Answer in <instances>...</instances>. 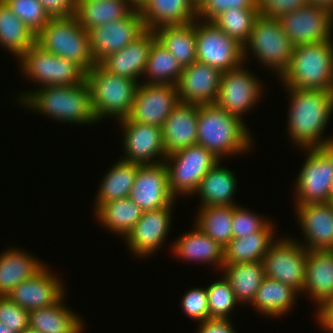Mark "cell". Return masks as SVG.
<instances>
[{
  "label": "cell",
  "mask_w": 333,
  "mask_h": 333,
  "mask_svg": "<svg viewBox=\"0 0 333 333\" xmlns=\"http://www.w3.org/2000/svg\"><path fill=\"white\" fill-rule=\"evenodd\" d=\"M290 106L287 129L291 143L302 148H327L333 137L324 138V130L333 113V92L286 88Z\"/></svg>",
  "instance_id": "6da1fadb"
},
{
  "label": "cell",
  "mask_w": 333,
  "mask_h": 333,
  "mask_svg": "<svg viewBox=\"0 0 333 333\" xmlns=\"http://www.w3.org/2000/svg\"><path fill=\"white\" fill-rule=\"evenodd\" d=\"M29 91V92H28ZM18 95V104L65 123L92 125L97 121L87 82L68 86H44Z\"/></svg>",
  "instance_id": "7a4b0ae2"
},
{
  "label": "cell",
  "mask_w": 333,
  "mask_h": 333,
  "mask_svg": "<svg viewBox=\"0 0 333 333\" xmlns=\"http://www.w3.org/2000/svg\"><path fill=\"white\" fill-rule=\"evenodd\" d=\"M239 118L214 104L199 106L197 144L217 159L248 153L253 146L251 131Z\"/></svg>",
  "instance_id": "3957f363"
},
{
  "label": "cell",
  "mask_w": 333,
  "mask_h": 333,
  "mask_svg": "<svg viewBox=\"0 0 333 333\" xmlns=\"http://www.w3.org/2000/svg\"><path fill=\"white\" fill-rule=\"evenodd\" d=\"M280 79L285 88L333 92V40L294 47Z\"/></svg>",
  "instance_id": "277c9868"
},
{
  "label": "cell",
  "mask_w": 333,
  "mask_h": 333,
  "mask_svg": "<svg viewBox=\"0 0 333 333\" xmlns=\"http://www.w3.org/2000/svg\"><path fill=\"white\" fill-rule=\"evenodd\" d=\"M86 82L98 122L107 116L118 121L128 117L140 82L111 74L100 64L87 71Z\"/></svg>",
  "instance_id": "5b68a950"
},
{
  "label": "cell",
  "mask_w": 333,
  "mask_h": 333,
  "mask_svg": "<svg viewBox=\"0 0 333 333\" xmlns=\"http://www.w3.org/2000/svg\"><path fill=\"white\" fill-rule=\"evenodd\" d=\"M36 44L58 57L74 61L89 71L96 65L89 42V34L74 15L51 17L36 35Z\"/></svg>",
  "instance_id": "8992f818"
},
{
  "label": "cell",
  "mask_w": 333,
  "mask_h": 333,
  "mask_svg": "<svg viewBox=\"0 0 333 333\" xmlns=\"http://www.w3.org/2000/svg\"><path fill=\"white\" fill-rule=\"evenodd\" d=\"M293 50L294 46L285 34L281 21L259 15L248 41L243 45V59L245 62L248 54H253L262 66L275 71L280 80L288 69Z\"/></svg>",
  "instance_id": "52a82bcc"
},
{
  "label": "cell",
  "mask_w": 333,
  "mask_h": 333,
  "mask_svg": "<svg viewBox=\"0 0 333 333\" xmlns=\"http://www.w3.org/2000/svg\"><path fill=\"white\" fill-rule=\"evenodd\" d=\"M20 70L38 87L78 85L86 81L87 71L74 61L45 51L36 43L19 59Z\"/></svg>",
  "instance_id": "ba28073f"
},
{
  "label": "cell",
  "mask_w": 333,
  "mask_h": 333,
  "mask_svg": "<svg viewBox=\"0 0 333 333\" xmlns=\"http://www.w3.org/2000/svg\"><path fill=\"white\" fill-rule=\"evenodd\" d=\"M217 162L219 159L199 144L168 154L164 163L168 171L169 188L174 198L193 195L204 175Z\"/></svg>",
  "instance_id": "9c48e42d"
},
{
  "label": "cell",
  "mask_w": 333,
  "mask_h": 333,
  "mask_svg": "<svg viewBox=\"0 0 333 333\" xmlns=\"http://www.w3.org/2000/svg\"><path fill=\"white\" fill-rule=\"evenodd\" d=\"M308 153L298 173L294 204L328 203L331 199L333 153L328 148H302Z\"/></svg>",
  "instance_id": "30bf717a"
},
{
  "label": "cell",
  "mask_w": 333,
  "mask_h": 333,
  "mask_svg": "<svg viewBox=\"0 0 333 333\" xmlns=\"http://www.w3.org/2000/svg\"><path fill=\"white\" fill-rule=\"evenodd\" d=\"M197 61L221 72L244 65L243 45L211 21L195 20ZM244 63V64H243Z\"/></svg>",
  "instance_id": "8fae6325"
},
{
  "label": "cell",
  "mask_w": 333,
  "mask_h": 333,
  "mask_svg": "<svg viewBox=\"0 0 333 333\" xmlns=\"http://www.w3.org/2000/svg\"><path fill=\"white\" fill-rule=\"evenodd\" d=\"M308 250L293 238L276 239L263 257L265 277L278 280L295 289L299 295L305 285Z\"/></svg>",
  "instance_id": "7c38bea8"
},
{
  "label": "cell",
  "mask_w": 333,
  "mask_h": 333,
  "mask_svg": "<svg viewBox=\"0 0 333 333\" xmlns=\"http://www.w3.org/2000/svg\"><path fill=\"white\" fill-rule=\"evenodd\" d=\"M253 74L242 65L222 72L215 104L241 121L242 115L258 104L264 88Z\"/></svg>",
  "instance_id": "4fadbf2b"
},
{
  "label": "cell",
  "mask_w": 333,
  "mask_h": 333,
  "mask_svg": "<svg viewBox=\"0 0 333 333\" xmlns=\"http://www.w3.org/2000/svg\"><path fill=\"white\" fill-rule=\"evenodd\" d=\"M279 20L294 47L333 39V12L327 8L306 4Z\"/></svg>",
  "instance_id": "5bb4252c"
},
{
  "label": "cell",
  "mask_w": 333,
  "mask_h": 333,
  "mask_svg": "<svg viewBox=\"0 0 333 333\" xmlns=\"http://www.w3.org/2000/svg\"><path fill=\"white\" fill-rule=\"evenodd\" d=\"M140 81L128 119L162 128L180 103L176 86L145 84Z\"/></svg>",
  "instance_id": "9a60e30c"
},
{
  "label": "cell",
  "mask_w": 333,
  "mask_h": 333,
  "mask_svg": "<svg viewBox=\"0 0 333 333\" xmlns=\"http://www.w3.org/2000/svg\"><path fill=\"white\" fill-rule=\"evenodd\" d=\"M146 31L139 10L129 16L88 31L90 50L96 64L108 55L118 52Z\"/></svg>",
  "instance_id": "2e32d148"
},
{
  "label": "cell",
  "mask_w": 333,
  "mask_h": 333,
  "mask_svg": "<svg viewBox=\"0 0 333 333\" xmlns=\"http://www.w3.org/2000/svg\"><path fill=\"white\" fill-rule=\"evenodd\" d=\"M118 123L121 124L120 128L124 135L122 137L124 157L121 156V159L141 165L164 162L167 155L163 146L161 128L132 122L128 118L119 120Z\"/></svg>",
  "instance_id": "e0dca14e"
},
{
  "label": "cell",
  "mask_w": 333,
  "mask_h": 333,
  "mask_svg": "<svg viewBox=\"0 0 333 333\" xmlns=\"http://www.w3.org/2000/svg\"><path fill=\"white\" fill-rule=\"evenodd\" d=\"M129 198L143 212L162 209L175 202L169 188L168 171L165 163L138 164V172Z\"/></svg>",
  "instance_id": "ac0fdd59"
},
{
  "label": "cell",
  "mask_w": 333,
  "mask_h": 333,
  "mask_svg": "<svg viewBox=\"0 0 333 333\" xmlns=\"http://www.w3.org/2000/svg\"><path fill=\"white\" fill-rule=\"evenodd\" d=\"M175 203L176 201L168 207L142 213L141 219L124 238L129 251L138 257L146 258L165 244Z\"/></svg>",
  "instance_id": "d6986e66"
},
{
  "label": "cell",
  "mask_w": 333,
  "mask_h": 333,
  "mask_svg": "<svg viewBox=\"0 0 333 333\" xmlns=\"http://www.w3.org/2000/svg\"><path fill=\"white\" fill-rule=\"evenodd\" d=\"M57 277L45 266L35 276L13 288L7 297L27 311L53 306L66 295V287Z\"/></svg>",
  "instance_id": "ffe728a7"
},
{
  "label": "cell",
  "mask_w": 333,
  "mask_h": 333,
  "mask_svg": "<svg viewBox=\"0 0 333 333\" xmlns=\"http://www.w3.org/2000/svg\"><path fill=\"white\" fill-rule=\"evenodd\" d=\"M221 76L218 69L198 61L183 68L176 84L180 102L199 106L214 104Z\"/></svg>",
  "instance_id": "44dd1931"
},
{
  "label": "cell",
  "mask_w": 333,
  "mask_h": 333,
  "mask_svg": "<svg viewBox=\"0 0 333 333\" xmlns=\"http://www.w3.org/2000/svg\"><path fill=\"white\" fill-rule=\"evenodd\" d=\"M297 221L307 250H333V207L328 203L295 204Z\"/></svg>",
  "instance_id": "7402d4cb"
},
{
  "label": "cell",
  "mask_w": 333,
  "mask_h": 333,
  "mask_svg": "<svg viewBox=\"0 0 333 333\" xmlns=\"http://www.w3.org/2000/svg\"><path fill=\"white\" fill-rule=\"evenodd\" d=\"M155 40L154 31L146 30L135 41L122 50L108 55L99 64L111 74L138 82L143 78L150 48Z\"/></svg>",
  "instance_id": "603a6c76"
},
{
  "label": "cell",
  "mask_w": 333,
  "mask_h": 333,
  "mask_svg": "<svg viewBox=\"0 0 333 333\" xmlns=\"http://www.w3.org/2000/svg\"><path fill=\"white\" fill-rule=\"evenodd\" d=\"M199 105L180 102L162 126L166 155L197 144Z\"/></svg>",
  "instance_id": "cb8c5ba5"
},
{
  "label": "cell",
  "mask_w": 333,
  "mask_h": 333,
  "mask_svg": "<svg viewBox=\"0 0 333 333\" xmlns=\"http://www.w3.org/2000/svg\"><path fill=\"white\" fill-rule=\"evenodd\" d=\"M302 293L316 301L317 309L333 299V250H308Z\"/></svg>",
  "instance_id": "d4e9b609"
},
{
  "label": "cell",
  "mask_w": 333,
  "mask_h": 333,
  "mask_svg": "<svg viewBox=\"0 0 333 333\" xmlns=\"http://www.w3.org/2000/svg\"><path fill=\"white\" fill-rule=\"evenodd\" d=\"M178 238L171 246L173 256L191 263L212 264L221 271L224 265V248L196 225L191 232L186 231Z\"/></svg>",
  "instance_id": "484cf974"
},
{
  "label": "cell",
  "mask_w": 333,
  "mask_h": 333,
  "mask_svg": "<svg viewBox=\"0 0 333 333\" xmlns=\"http://www.w3.org/2000/svg\"><path fill=\"white\" fill-rule=\"evenodd\" d=\"M146 30L166 25H182L197 19L192 0H148L139 10Z\"/></svg>",
  "instance_id": "4316f807"
},
{
  "label": "cell",
  "mask_w": 333,
  "mask_h": 333,
  "mask_svg": "<svg viewBox=\"0 0 333 333\" xmlns=\"http://www.w3.org/2000/svg\"><path fill=\"white\" fill-rule=\"evenodd\" d=\"M29 253L10 247L0 254V296H7L18 284L32 278L47 265Z\"/></svg>",
  "instance_id": "83f0119b"
},
{
  "label": "cell",
  "mask_w": 333,
  "mask_h": 333,
  "mask_svg": "<svg viewBox=\"0 0 333 333\" xmlns=\"http://www.w3.org/2000/svg\"><path fill=\"white\" fill-rule=\"evenodd\" d=\"M217 162L212 169L204 175L194 195L200 198L201 207L203 206H234L232 200L236 193L237 178L233 170L221 167Z\"/></svg>",
  "instance_id": "f1b7e54d"
},
{
  "label": "cell",
  "mask_w": 333,
  "mask_h": 333,
  "mask_svg": "<svg viewBox=\"0 0 333 333\" xmlns=\"http://www.w3.org/2000/svg\"><path fill=\"white\" fill-rule=\"evenodd\" d=\"M64 298L53 306L29 311V328L39 333H82L83 319L68 309Z\"/></svg>",
  "instance_id": "f546056e"
},
{
  "label": "cell",
  "mask_w": 333,
  "mask_h": 333,
  "mask_svg": "<svg viewBox=\"0 0 333 333\" xmlns=\"http://www.w3.org/2000/svg\"><path fill=\"white\" fill-rule=\"evenodd\" d=\"M135 9L127 0H76L74 16L85 31L129 16Z\"/></svg>",
  "instance_id": "4dcf8cb0"
},
{
  "label": "cell",
  "mask_w": 333,
  "mask_h": 333,
  "mask_svg": "<svg viewBox=\"0 0 333 333\" xmlns=\"http://www.w3.org/2000/svg\"><path fill=\"white\" fill-rule=\"evenodd\" d=\"M297 293L292 287L265 277L250 305L266 317L279 318L289 313L295 306Z\"/></svg>",
  "instance_id": "1f68e13d"
},
{
  "label": "cell",
  "mask_w": 333,
  "mask_h": 333,
  "mask_svg": "<svg viewBox=\"0 0 333 333\" xmlns=\"http://www.w3.org/2000/svg\"><path fill=\"white\" fill-rule=\"evenodd\" d=\"M153 31L156 40L177 59L182 68L197 61L195 21L166 25Z\"/></svg>",
  "instance_id": "d6a6232c"
},
{
  "label": "cell",
  "mask_w": 333,
  "mask_h": 333,
  "mask_svg": "<svg viewBox=\"0 0 333 333\" xmlns=\"http://www.w3.org/2000/svg\"><path fill=\"white\" fill-rule=\"evenodd\" d=\"M138 172V163L120 158L108 169L100 182L94 203V212L110 201L128 198Z\"/></svg>",
  "instance_id": "836d02e7"
},
{
  "label": "cell",
  "mask_w": 333,
  "mask_h": 333,
  "mask_svg": "<svg viewBox=\"0 0 333 333\" xmlns=\"http://www.w3.org/2000/svg\"><path fill=\"white\" fill-rule=\"evenodd\" d=\"M221 272L229 282L239 304H251L265 278L262 261L223 265Z\"/></svg>",
  "instance_id": "e575fe53"
},
{
  "label": "cell",
  "mask_w": 333,
  "mask_h": 333,
  "mask_svg": "<svg viewBox=\"0 0 333 333\" xmlns=\"http://www.w3.org/2000/svg\"><path fill=\"white\" fill-rule=\"evenodd\" d=\"M36 43V35L0 0V46L19 60Z\"/></svg>",
  "instance_id": "d590c367"
},
{
  "label": "cell",
  "mask_w": 333,
  "mask_h": 333,
  "mask_svg": "<svg viewBox=\"0 0 333 333\" xmlns=\"http://www.w3.org/2000/svg\"><path fill=\"white\" fill-rule=\"evenodd\" d=\"M143 211L129 197L102 204L95 212L99 223L124 238L141 219Z\"/></svg>",
  "instance_id": "8d00e7d4"
},
{
  "label": "cell",
  "mask_w": 333,
  "mask_h": 333,
  "mask_svg": "<svg viewBox=\"0 0 333 333\" xmlns=\"http://www.w3.org/2000/svg\"><path fill=\"white\" fill-rule=\"evenodd\" d=\"M276 231H258L233 238L224 248V265L262 261L270 245L277 239Z\"/></svg>",
  "instance_id": "74e56055"
},
{
  "label": "cell",
  "mask_w": 333,
  "mask_h": 333,
  "mask_svg": "<svg viewBox=\"0 0 333 333\" xmlns=\"http://www.w3.org/2000/svg\"><path fill=\"white\" fill-rule=\"evenodd\" d=\"M183 68L177 59L157 40L150 48L147 66L143 76L147 78L145 84L176 86Z\"/></svg>",
  "instance_id": "f35d334b"
},
{
  "label": "cell",
  "mask_w": 333,
  "mask_h": 333,
  "mask_svg": "<svg viewBox=\"0 0 333 333\" xmlns=\"http://www.w3.org/2000/svg\"><path fill=\"white\" fill-rule=\"evenodd\" d=\"M233 213L234 206L199 207L194 225L225 248L233 239Z\"/></svg>",
  "instance_id": "ab89813d"
},
{
  "label": "cell",
  "mask_w": 333,
  "mask_h": 333,
  "mask_svg": "<svg viewBox=\"0 0 333 333\" xmlns=\"http://www.w3.org/2000/svg\"><path fill=\"white\" fill-rule=\"evenodd\" d=\"M258 16V8H230L220 13L211 22L229 37L244 45L248 41Z\"/></svg>",
  "instance_id": "60d3db41"
},
{
  "label": "cell",
  "mask_w": 333,
  "mask_h": 333,
  "mask_svg": "<svg viewBox=\"0 0 333 333\" xmlns=\"http://www.w3.org/2000/svg\"><path fill=\"white\" fill-rule=\"evenodd\" d=\"M209 319L229 320V315L238 305L234 291L223 277L206 287Z\"/></svg>",
  "instance_id": "b9f144b4"
},
{
  "label": "cell",
  "mask_w": 333,
  "mask_h": 333,
  "mask_svg": "<svg viewBox=\"0 0 333 333\" xmlns=\"http://www.w3.org/2000/svg\"><path fill=\"white\" fill-rule=\"evenodd\" d=\"M12 12L37 35L51 16L39 0H4Z\"/></svg>",
  "instance_id": "7bdbcfd3"
},
{
  "label": "cell",
  "mask_w": 333,
  "mask_h": 333,
  "mask_svg": "<svg viewBox=\"0 0 333 333\" xmlns=\"http://www.w3.org/2000/svg\"><path fill=\"white\" fill-rule=\"evenodd\" d=\"M275 226L271 220L260 217L245 209L244 206L234 205V213L232 218V234L233 238H241L258 231H275Z\"/></svg>",
  "instance_id": "ee69618b"
},
{
  "label": "cell",
  "mask_w": 333,
  "mask_h": 333,
  "mask_svg": "<svg viewBox=\"0 0 333 333\" xmlns=\"http://www.w3.org/2000/svg\"><path fill=\"white\" fill-rule=\"evenodd\" d=\"M181 307L184 313L190 317L199 321L200 323L209 320V308L206 287H195L188 290L184 296H182Z\"/></svg>",
  "instance_id": "f6af8a7d"
},
{
  "label": "cell",
  "mask_w": 333,
  "mask_h": 333,
  "mask_svg": "<svg viewBox=\"0 0 333 333\" xmlns=\"http://www.w3.org/2000/svg\"><path fill=\"white\" fill-rule=\"evenodd\" d=\"M0 322L17 333L29 327V311L21 308L7 296H0Z\"/></svg>",
  "instance_id": "bcb514c9"
},
{
  "label": "cell",
  "mask_w": 333,
  "mask_h": 333,
  "mask_svg": "<svg viewBox=\"0 0 333 333\" xmlns=\"http://www.w3.org/2000/svg\"><path fill=\"white\" fill-rule=\"evenodd\" d=\"M230 8H258L257 0H205L197 8V18L202 21H212Z\"/></svg>",
  "instance_id": "7dc6e473"
},
{
  "label": "cell",
  "mask_w": 333,
  "mask_h": 333,
  "mask_svg": "<svg viewBox=\"0 0 333 333\" xmlns=\"http://www.w3.org/2000/svg\"><path fill=\"white\" fill-rule=\"evenodd\" d=\"M306 4V0H257L259 15L277 19Z\"/></svg>",
  "instance_id": "c3c4849f"
},
{
  "label": "cell",
  "mask_w": 333,
  "mask_h": 333,
  "mask_svg": "<svg viewBox=\"0 0 333 333\" xmlns=\"http://www.w3.org/2000/svg\"><path fill=\"white\" fill-rule=\"evenodd\" d=\"M51 17L74 14L76 0H39Z\"/></svg>",
  "instance_id": "681fc988"
},
{
  "label": "cell",
  "mask_w": 333,
  "mask_h": 333,
  "mask_svg": "<svg viewBox=\"0 0 333 333\" xmlns=\"http://www.w3.org/2000/svg\"><path fill=\"white\" fill-rule=\"evenodd\" d=\"M230 320L209 319L198 326L197 333H237Z\"/></svg>",
  "instance_id": "f907efd6"
},
{
  "label": "cell",
  "mask_w": 333,
  "mask_h": 333,
  "mask_svg": "<svg viewBox=\"0 0 333 333\" xmlns=\"http://www.w3.org/2000/svg\"><path fill=\"white\" fill-rule=\"evenodd\" d=\"M316 321L322 330L333 333V299L325 302L319 309H316Z\"/></svg>",
  "instance_id": "816d5d0a"
},
{
  "label": "cell",
  "mask_w": 333,
  "mask_h": 333,
  "mask_svg": "<svg viewBox=\"0 0 333 333\" xmlns=\"http://www.w3.org/2000/svg\"><path fill=\"white\" fill-rule=\"evenodd\" d=\"M309 5L327 8L333 12V0H306Z\"/></svg>",
  "instance_id": "f5cc1de1"
},
{
  "label": "cell",
  "mask_w": 333,
  "mask_h": 333,
  "mask_svg": "<svg viewBox=\"0 0 333 333\" xmlns=\"http://www.w3.org/2000/svg\"><path fill=\"white\" fill-rule=\"evenodd\" d=\"M127 1L135 10H140L148 0H127Z\"/></svg>",
  "instance_id": "db71d44e"
},
{
  "label": "cell",
  "mask_w": 333,
  "mask_h": 333,
  "mask_svg": "<svg viewBox=\"0 0 333 333\" xmlns=\"http://www.w3.org/2000/svg\"><path fill=\"white\" fill-rule=\"evenodd\" d=\"M0 333H17L16 331L11 330L2 322H0Z\"/></svg>",
  "instance_id": "11a10c76"
},
{
  "label": "cell",
  "mask_w": 333,
  "mask_h": 333,
  "mask_svg": "<svg viewBox=\"0 0 333 333\" xmlns=\"http://www.w3.org/2000/svg\"><path fill=\"white\" fill-rule=\"evenodd\" d=\"M205 0H192L195 6L198 8Z\"/></svg>",
  "instance_id": "9f6ffc18"
},
{
  "label": "cell",
  "mask_w": 333,
  "mask_h": 333,
  "mask_svg": "<svg viewBox=\"0 0 333 333\" xmlns=\"http://www.w3.org/2000/svg\"><path fill=\"white\" fill-rule=\"evenodd\" d=\"M22 333H39V332H37L36 330H34V329H31V328H27L26 330H24Z\"/></svg>",
  "instance_id": "6f0895ef"
},
{
  "label": "cell",
  "mask_w": 333,
  "mask_h": 333,
  "mask_svg": "<svg viewBox=\"0 0 333 333\" xmlns=\"http://www.w3.org/2000/svg\"><path fill=\"white\" fill-rule=\"evenodd\" d=\"M327 148L333 153V142Z\"/></svg>",
  "instance_id": "680465c9"
},
{
  "label": "cell",
  "mask_w": 333,
  "mask_h": 333,
  "mask_svg": "<svg viewBox=\"0 0 333 333\" xmlns=\"http://www.w3.org/2000/svg\"><path fill=\"white\" fill-rule=\"evenodd\" d=\"M331 196H333V178H332V185H331Z\"/></svg>",
  "instance_id": "91938a15"
},
{
  "label": "cell",
  "mask_w": 333,
  "mask_h": 333,
  "mask_svg": "<svg viewBox=\"0 0 333 333\" xmlns=\"http://www.w3.org/2000/svg\"><path fill=\"white\" fill-rule=\"evenodd\" d=\"M331 206L333 207V196H331L330 202Z\"/></svg>",
  "instance_id": "94428289"
}]
</instances>
